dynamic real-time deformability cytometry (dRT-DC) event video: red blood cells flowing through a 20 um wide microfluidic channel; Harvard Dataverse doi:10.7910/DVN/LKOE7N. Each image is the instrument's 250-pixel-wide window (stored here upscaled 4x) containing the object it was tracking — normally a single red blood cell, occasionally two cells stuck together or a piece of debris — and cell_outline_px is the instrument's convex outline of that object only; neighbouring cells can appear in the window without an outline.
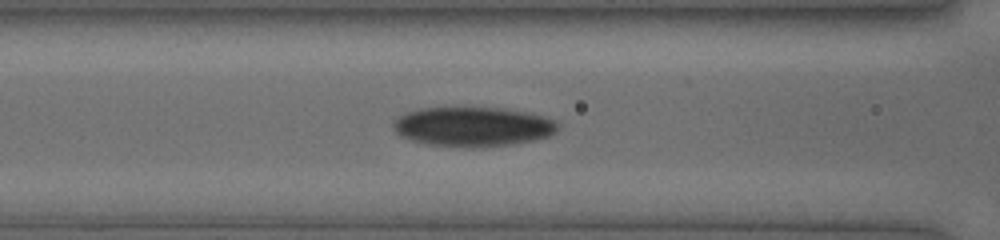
{"species": "human", "species_latin": "Homo sapiens", "temperature_condition": "cold", "stored_images_in_passage": 43, "camera_frame_rate_fps": 3000, "um_per_image_px": 0.085, "donor": {"sex": "female"}, "frame": {"image": 1, "passage_image": 21, "time_ms": 6.667, "image_size_px": [1000, 240], "cell_outline_px": [[560, 124], [556, 132], [548, 136], [532, 140], [512, 144], [472, 148], [468, 148], [424, 144], [400, 136], [392, 128], [392, 124], [400, 116], [408, 112], [420, 108], [504, 108], [528, 112], [556, 120]], "centroid_in_image_um": [40.2, 10.77], "position_along_channel_um": 126.4, "area_um2": 38.03}}
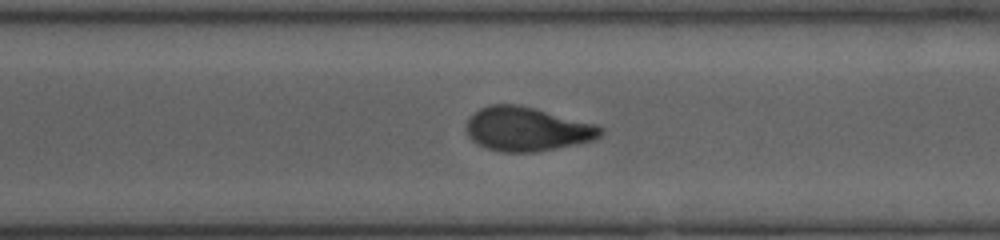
{"frame": {"image": 2, "passage_image": 35, "time_ms": 11.333, "image_size_px": [1000, 240], "cell_outline_px": [[604, 132], [600, 136], [592, 140], [532, 152], [500, 152], [488, 148], [472, 140], [468, 136], [468, 120], [480, 108], [492, 104], [516, 104], [596, 124], [604, 128]], "centroid_in_image_um": [44.8, 10.97], "position_along_channel_um": 325.8, "area_um2": 33.64}}
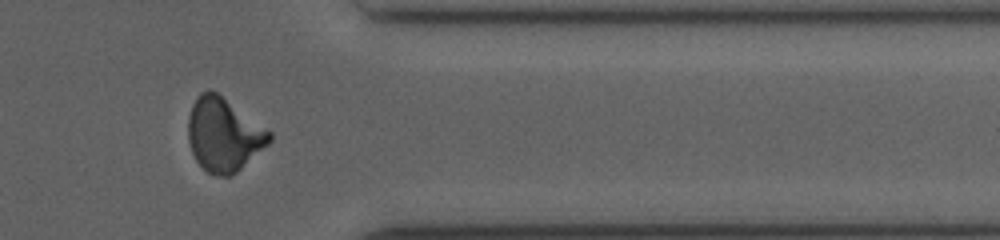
{"frame": {"image": 3, "passage_image": 40, "time_ms": 13.0, "image_size_px": [1000, 240], "cell_outline_px": [[272, 140], [268, 144], [232, 176], [216, 176], [208, 172], [196, 160], [192, 152], [188, 140], [188, 116], [192, 104], [196, 96], [200, 92], [208, 88], [216, 92], [272, 132]], "centroid_in_image_um": [18.99, 11.43], "position_along_channel_um": 392.4, "area_um2": 34.74}}